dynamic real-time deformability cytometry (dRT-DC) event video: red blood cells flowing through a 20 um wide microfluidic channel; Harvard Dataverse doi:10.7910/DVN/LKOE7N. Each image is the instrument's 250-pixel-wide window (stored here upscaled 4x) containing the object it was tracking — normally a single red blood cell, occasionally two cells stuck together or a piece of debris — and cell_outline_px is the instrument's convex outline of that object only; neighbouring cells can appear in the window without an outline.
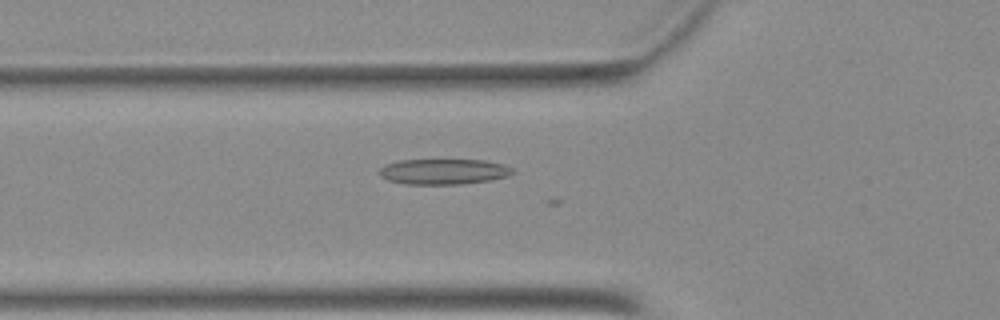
{"species": "Egyptian fruit bat (a non-hibernating species)", "species_latin": "Rousettus aegyptiacus", "temperature_condition": "warm", "stored_images_in_passage": 27, "camera_frame_rate_fps": 3000, "um_per_image_px": 0.085, "animal": {"sex": "female"}, "frame": {"image": 1, "passage_image": 7, "time_ms": 2.0, "image_size_px": [1000, 320], "cell_outline_px": [[516, 172], [508, 176], [492, 180], [460, 184], [404, 184], [388, 180], [380, 176], [376, 172], [384, 164], [400, 160], [488, 160], [504, 164], [512, 168]], "centroid_in_image_um": [37.7, 14.58], "position_along_channel_um": 88.1, "area_um2": 20.11}}
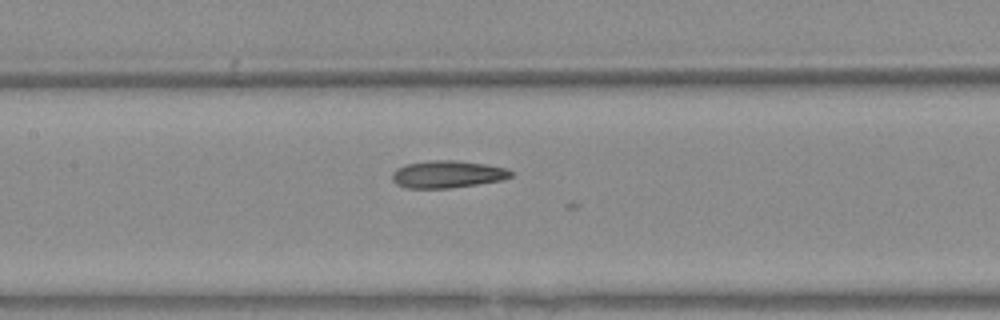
{"frame": {"image": 2, "passage_image": 13, "time_ms": 4.0, "image_size_px": [1000, 320], "cell_outline_px": [[512, 176], [500, 180], [452, 188], [404, 188], [396, 184], [392, 180], [392, 172], [396, 168], [404, 164], [428, 160], [456, 160], [484, 164], [508, 168], [512, 172]], "centroid_in_image_um": [37.97, 14.8], "position_along_channel_um": 169.4, "area_um2": 19.02}}
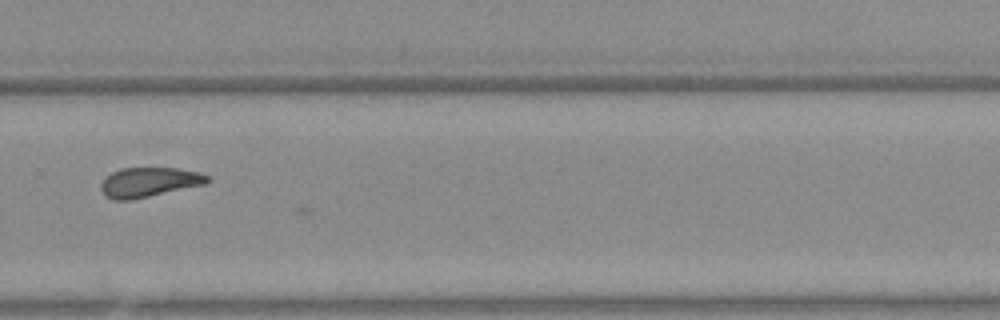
{"frame": {"image": 3, "passage_image": 24, "time_ms": 7.667, "image_size_px": [1000, 320], "cell_outline_px": [[212, 180], [204, 184], [148, 196], [128, 200], [112, 200], [104, 196], [100, 188], [100, 184], [112, 172], [120, 168], [176, 168], [200, 172], [208, 176]], "centroid_in_image_um": [12.65, 15.48], "position_along_channel_um": 317.2, "area_um2": 18.21}}